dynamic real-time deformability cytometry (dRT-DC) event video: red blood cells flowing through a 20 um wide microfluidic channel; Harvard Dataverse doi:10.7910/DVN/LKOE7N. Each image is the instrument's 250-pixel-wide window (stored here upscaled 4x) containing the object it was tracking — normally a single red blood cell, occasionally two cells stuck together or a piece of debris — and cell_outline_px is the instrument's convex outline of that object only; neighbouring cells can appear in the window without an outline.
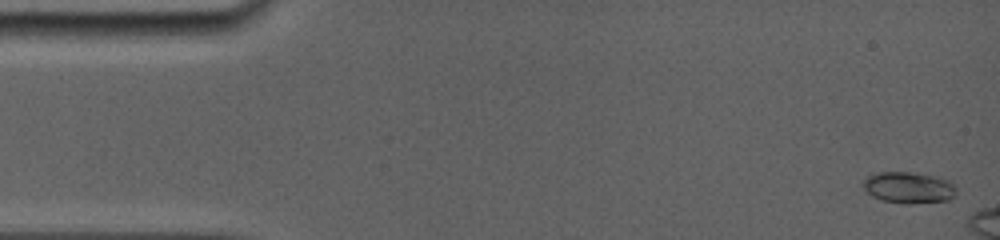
{"species": "common noctule bat (a hibernating species)", "species_latin": "Nyctalus noctula", "temperature_condition": "room temperature", "stored_images_in_passage": 4, "camera_frame_rate_fps": 5000, "um_per_image_px": 0.085, "animal": {"sex": "female", "body_mass_g": 19.0, "forearm_length_mm": 56.7}, "frame": {"image": 1, "passage_image": 1, "time_ms": 0.0, "image_size_px": [1000, 240], "cell_outline_px": [[956, 192], [948, 200], [912, 204], [904, 204], [884, 200], [872, 196], [864, 188], [864, 180], [868, 176], [876, 172], [912, 172], [940, 176], [948, 180], [956, 188]], "centroid_in_image_um": [77.26, 15.93], "position_along_channel_um": 7.7, "area_um2": 17.05}}